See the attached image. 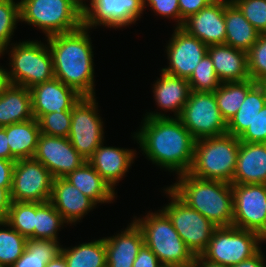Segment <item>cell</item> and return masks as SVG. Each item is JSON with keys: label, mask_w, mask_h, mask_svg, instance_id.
Wrapping results in <instances>:
<instances>
[{"label": "cell", "mask_w": 266, "mask_h": 267, "mask_svg": "<svg viewBox=\"0 0 266 267\" xmlns=\"http://www.w3.org/2000/svg\"><path fill=\"white\" fill-rule=\"evenodd\" d=\"M134 134L149 160L178 175L188 173L194 159L195 139L178 118L150 112Z\"/></svg>", "instance_id": "obj_1"}, {"label": "cell", "mask_w": 266, "mask_h": 267, "mask_svg": "<svg viewBox=\"0 0 266 267\" xmlns=\"http://www.w3.org/2000/svg\"><path fill=\"white\" fill-rule=\"evenodd\" d=\"M83 25L71 32L47 37L54 76L82 97H93L94 67L91 38Z\"/></svg>", "instance_id": "obj_2"}, {"label": "cell", "mask_w": 266, "mask_h": 267, "mask_svg": "<svg viewBox=\"0 0 266 267\" xmlns=\"http://www.w3.org/2000/svg\"><path fill=\"white\" fill-rule=\"evenodd\" d=\"M179 181L169 188L189 207L195 209L217 227L233 223L232 184L219 180H204L189 173L179 175Z\"/></svg>", "instance_id": "obj_3"}, {"label": "cell", "mask_w": 266, "mask_h": 267, "mask_svg": "<svg viewBox=\"0 0 266 267\" xmlns=\"http://www.w3.org/2000/svg\"><path fill=\"white\" fill-rule=\"evenodd\" d=\"M239 146V138L230 134L196 140L188 173L199 179L232 183Z\"/></svg>", "instance_id": "obj_4"}, {"label": "cell", "mask_w": 266, "mask_h": 267, "mask_svg": "<svg viewBox=\"0 0 266 267\" xmlns=\"http://www.w3.org/2000/svg\"><path fill=\"white\" fill-rule=\"evenodd\" d=\"M141 229L144 244L156 255L162 265L194 266L195 256L175 230L168 215L160 210L148 213L145 218L133 220Z\"/></svg>", "instance_id": "obj_5"}, {"label": "cell", "mask_w": 266, "mask_h": 267, "mask_svg": "<svg viewBox=\"0 0 266 267\" xmlns=\"http://www.w3.org/2000/svg\"><path fill=\"white\" fill-rule=\"evenodd\" d=\"M20 21L36 25L50 37L79 29L83 12L70 0H21Z\"/></svg>", "instance_id": "obj_6"}, {"label": "cell", "mask_w": 266, "mask_h": 267, "mask_svg": "<svg viewBox=\"0 0 266 267\" xmlns=\"http://www.w3.org/2000/svg\"><path fill=\"white\" fill-rule=\"evenodd\" d=\"M18 44L10 51L9 64L12 69L7 72L11 84L30 89L55 77L53 59L47 45L33 40Z\"/></svg>", "instance_id": "obj_7"}, {"label": "cell", "mask_w": 266, "mask_h": 267, "mask_svg": "<svg viewBox=\"0 0 266 267\" xmlns=\"http://www.w3.org/2000/svg\"><path fill=\"white\" fill-rule=\"evenodd\" d=\"M264 238L253 231L234 226L217 227L201 254L205 259L231 267L256 255Z\"/></svg>", "instance_id": "obj_8"}, {"label": "cell", "mask_w": 266, "mask_h": 267, "mask_svg": "<svg viewBox=\"0 0 266 267\" xmlns=\"http://www.w3.org/2000/svg\"><path fill=\"white\" fill-rule=\"evenodd\" d=\"M165 191L172 201L162 210L171 219L175 230L192 254L201 255L206 250L217 226L189 207L169 187Z\"/></svg>", "instance_id": "obj_9"}, {"label": "cell", "mask_w": 266, "mask_h": 267, "mask_svg": "<svg viewBox=\"0 0 266 267\" xmlns=\"http://www.w3.org/2000/svg\"><path fill=\"white\" fill-rule=\"evenodd\" d=\"M178 119L195 140L227 134L214 92L190 91Z\"/></svg>", "instance_id": "obj_10"}, {"label": "cell", "mask_w": 266, "mask_h": 267, "mask_svg": "<svg viewBox=\"0 0 266 267\" xmlns=\"http://www.w3.org/2000/svg\"><path fill=\"white\" fill-rule=\"evenodd\" d=\"M54 177L49 170L34 158L15 161L11 200L16 202L44 203L50 201Z\"/></svg>", "instance_id": "obj_11"}, {"label": "cell", "mask_w": 266, "mask_h": 267, "mask_svg": "<svg viewBox=\"0 0 266 267\" xmlns=\"http://www.w3.org/2000/svg\"><path fill=\"white\" fill-rule=\"evenodd\" d=\"M81 97L72 107L68 139L76 151L88 160L103 142V122L97 115L96 100Z\"/></svg>", "instance_id": "obj_12"}, {"label": "cell", "mask_w": 266, "mask_h": 267, "mask_svg": "<svg viewBox=\"0 0 266 267\" xmlns=\"http://www.w3.org/2000/svg\"><path fill=\"white\" fill-rule=\"evenodd\" d=\"M232 226L266 237V184H232Z\"/></svg>", "instance_id": "obj_13"}, {"label": "cell", "mask_w": 266, "mask_h": 267, "mask_svg": "<svg viewBox=\"0 0 266 267\" xmlns=\"http://www.w3.org/2000/svg\"><path fill=\"white\" fill-rule=\"evenodd\" d=\"M42 163L54 178H64L87 160L70 143L68 137L40 134L33 157Z\"/></svg>", "instance_id": "obj_14"}, {"label": "cell", "mask_w": 266, "mask_h": 267, "mask_svg": "<svg viewBox=\"0 0 266 267\" xmlns=\"http://www.w3.org/2000/svg\"><path fill=\"white\" fill-rule=\"evenodd\" d=\"M167 56L169 67L161 71L189 79L201 59L207 54L208 46L181 27H176L168 43Z\"/></svg>", "instance_id": "obj_15"}, {"label": "cell", "mask_w": 266, "mask_h": 267, "mask_svg": "<svg viewBox=\"0 0 266 267\" xmlns=\"http://www.w3.org/2000/svg\"><path fill=\"white\" fill-rule=\"evenodd\" d=\"M90 7L83 11V26L88 29L104 25L120 28L140 18L143 0H91Z\"/></svg>", "instance_id": "obj_16"}, {"label": "cell", "mask_w": 266, "mask_h": 267, "mask_svg": "<svg viewBox=\"0 0 266 267\" xmlns=\"http://www.w3.org/2000/svg\"><path fill=\"white\" fill-rule=\"evenodd\" d=\"M32 113L39 120L44 114L52 112H72V107L82 97L73 88L57 78L37 84L30 88Z\"/></svg>", "instance_id": "obj_17"}, {"label": "cell", "mask_w": 266, "mask_h": 267, "mask_svg": "<svg viewBox=\"0 0 266 267\" xmlns=\"http://www.w3.org/2000/svg\"><path fill=\"white\" fill-rule=\"evenodd\" d=\"M230 0H217L198 13L189 16L181 26L187 33L195 36L207 46L225 44L226 24L225 5Z\"/></svg>", "instance_id": "obj_18"}, {"label": "cell", "mask_w": 266, "mask_h": 267, "mask_svg": "<svg viewBox=\"0 0 266 267\" xmlns=\"http://www.w3.org/2000/svg\"><path fill=\"white\" fill-rule=\"evenodd\" d=\"M50 202L67 224L81 220L97 205L65 178H54Z\"/></svg>", "instance_id": "obj_19"}, {"label": "cell", "mask_w": 266, "mask_h": 267, "mask_svg": "<svg viewBox=\"0 0 266 267\" xmlns=\"http://www.w3.org/2000/svg\"><path fill=\"white\" fill-rule=\"evenodd\" d=\"M207 54L221 83L250 79L246 51L227 44H213L208 46Z\"/></svg>", "instance_id": "obj_20"}, {"label": "cell", "mask_w": 266, "mask_h": 267, "mask_svg": "<svg viewBox=\"0 0 266 267\" xmlns=\"http://www.w3.org/2000/svg\"><path fill=\"white\" fill-rule=\"evenodd\" d=\"M104 242L107 267H133L144 238L141 229L133 221L120 234L105 237Z\"/></svg>", "instance_id": "obj_21"}, {"label": "cell", "mask_w": 266, "mask_h": 267, "mask_svg": "<svg viewBox=\"0 0 266 267\" xmlns=\"http://www.w3.org/2000/svg\"><path fill=\"white\" fill-rule=\"evenodd\" d=\"M266 184V143L240 142L231 184Z\"/></svg>", "instance_id": "obj_22"}, {"label": "cell", "mask_w": 266, "mask_h": 267, "mask_svg": "<svg viewBox=\"0 0 266 267\" xmlns=\"http://www.w3.org/2000/svg\"><path fill=\"white\" fill-rule=\"evenodd\" d=\"M134 157L132 149L106 147L102 142L87 161L114 190L115 184L128 171Z\"/></svg>", "instance_id": "obj_23"}, {"label": "cell", "mask_w": 266, "mask_h": 267, "mask_svg": "<svg viewBox=\"0 0 266 267\" xmlns=\"http://www.w3.org/2000/svg\"><path fill=\"white\" fill-rule=\"evenodd\" d=\"M161 72V77L153 87L155 101L161 109L171 110L178 118L191 91L188 79Z\"/></svg>", "instance_id": "obj_24"}, {"label": "cell", "mask_w": 266, "mask_h": 267, "mask_svg": "<svg viewBox=\"0 0 266 267\" xmlns=\"http://www.w3.org/2000/svg\"><path fill=\"white\" fill-rule=\"evenodd\" d=\"M33 118L30 89L11 84L0 96V127Z\"/></svg>", "instance_id": "obj_25"}, {"label": "cell", "mask_w": 266, "mask_h": 267, "mask_svg": "<svg viewBox=\"0 0 266 267\" xmlns=\"http://www.w3.org/2000/svg\"><path fill=\"white\" fill-rule=\"evenodd\" d=\"M64 178L96 204L108 203L115 198V192L112 187L88 161Z\"/></svg>", "instance_id": "obj_26"}, {"label": "cell", "mask_w": 266, "mask_h": 267, "mask_svg": "<svg viewBox=\"0 0 266 267\" xmlns=\"http://www.w3.org/2000/svg\"><path fill=\"white\" fill-rule=\"evenodd\" d=\"M40 134V125L35 118L7 125L6 135L11 160L33 158Z\"/></svg>", "instance_id": "obj_27"}, {"label": "cell", "mask_w": 266, "mask_h": 267, "mask_svg": "<svg viewBox=\"0 0 266 267\" xmlns=\"http://www.w3.org/2000/svg\"><path fill=\"white\" fill-rule=\"evenodd\" d=\"M225 24V44L233 48L247 52L260 36L231 0L225 5Z\"/></svg>", "instance_id": "obj_28"}, {"label": "cell", "mask_w": 266, "mask_h": 267, "mask_svg": "<svg viewBox=\"0 0 266 267\" xmlns=\"http://www.w3.org/2000/svg\"><path fill=\"white\" fill-rule=\"evenodd\" d=\"M265 105V90L259 83H256L248 91L237 113L227 123V134L239 138Z\"/></svg>", "instance_id": "obj_29"}, {"label": "cell", "mask_w": 266, "mask_h": 267, "mask_svg": "<svg viewBox=\"0 0 266 267\" xmlns=\"http://www.w3.org/2000/svg\"><path fill=\"white\" fill-rule=\"evenodd\" d=\"M256 84L252 79L240 82H225L214 91L221 116L228 123L237 113L248 91Z\"/></svg>", "instance_id": "obj_30"}, {"label": "cell", "mask_w": 266, "mask_h": 267, "mask_svg": "<svg viewBox=\"0 0 266 267\" xmlns=\"http://www.w3.org/2000/svg\"><path fill=\"white\" fill-rule=\"evenodd\" d=\"M67 267H107L104 238L82 243L72 249L61 248Z\"/></svg>", "instance_id": "obj_31"}, {"label": "cell", "mask_w": 266, "mask_h": 267, "mask_svg": "<svg viewBox=\"0 0 266 267\" xmlns=\"http://www.w3.org/2000/svg\"><path fill=\"white\" fill-rule=\"evenodd\" d=\"M57 240L27 239L22 256L10 267H45L61 253Z\"/></svg>", "instance_id": "obj_32"}, {"label": "cell", "mask_w": 266, "mask_h": 267, "mask_svg": "<svg viewBox=\"0 0 266 267\" xmlns=\"http://www.w3.org/2000/svg\"><path fill=\"white\" fill-rule=\"evenodd\" d=\"M66 223L50 201L35 202L34 239L57 240L58 229Z\"/></svg>", "instance_id": "obj_33"}, {"label": "cell", "mask_w": 266, "mask_h": 267, "mask_svg": "<svg viewBox=\"0 0 266 267\" xmlns=\"http://www.w3.org/2000/svg\"><path fill=\"white\" fill-rule=\"evenodd\" d=\"M5 222L26 239H34L35 202L12 201Z\"/></svg>", "instance_id": "obj_34"}, {"label": "cell", "mask_w": 266, "mask_h": 267, "mask_svg": "<svg viewBox=\"0 0 266 267\" xmlns=\"http://www.w3.org/2000/svg\"><path fill=\"white\" fill-rule=\"evenodd\" d=\"M0 226L10 228L0 229V263L10 267L22 256L27 239L5 221Z\"/></svg>", "instance_id": "obj_35"}, {"label": "cell", "mask_w": 266, "mask_h": 267, "mask_svg": "<svg viewBox=\"0 0 266 267\" xmlns=\"http://www.w3.org/2000/svg\"><path fill=\"white\" fill-rule=\"evenodd\" d=\"M188 82L190 90L194 92H214L220 86L221 82L208 54L198 63Z\"/></svg>", "instance_id": "obj_36"}, {"label": "cell", "mask_w": 266, "mask_h": 267, "mask_svg": "<svg viewBox=\"0 0 266 267\" xmlns=\"http://www.w3.org/2000/svg\"><path fill=\"white\" fill-rule=\"evenodd\" d=\"M17 21H20V2L0 0V56L10 45Z\"/></svg>", "instance_id": "obj_37"}, {"label": "cell", "mask_w": 266, "mask_h": 267, "mask_svg": "<svg viewBox=\"0 0 266 267\" xmlns=\"http://www.w3.org/2000/svg\"><path fill=\"white\" fill-rule=\"evenodd\" d=\"M247 60L250 79L259 83L266 77V33L247 51Z\"/></svg>", "instance_id": "obj_38"}, {"label": "cell", "mask_w": 266, "mask_h": 267, "mask_svg": "<svg viewBox=\"0 0 266 267\" xmlns=\"http://www.w3.org/2000/svg\"><path fill=\"white\" fill-rule=\"evenodd\" d=\"M249 23L261 34L266 33V0H231Z\"/></svg>", "instance_id": "obj_39"}, {"label": "cell", "mask_w": 266, "mask_h": 267, "mask_svg": "<svg viewBox=\"0 0 266 267\" xmlns=\"http://www.w3.org/2000/svg\"><path fill=\"white\" fill-rule=\"evenodd\" d=\"M38 122L42 134L56 137H68L71 126V112H52L44 114Z\"/></svg>", "instance_id": "obj_40"}, {"label": "cell", "mask_w": 266, "mask_h": 267, "mask_svg": "<svg viewBox=\"0 0 266 267\" xmlns=\"http://www.w3.org/2000/svg\"><path fill=\"white\" fill-rule=\"evenodd\" d=\"M240 142L266 143V105L256 115L252 124L239 137Z\"/></svg>", "instance_id": "obj_41"}, {"label": "cell", "mask_w": 266, "mask_h": 267, "mask_svg": "<svg viewBox=\"0 0 266 267\" xmlns=\"http://www.w3.org/2000/svg\"><path fill=\"white\" fill-rule=\"evenodd\" d=\"M146 1L157 14L163 17L176 18V22H178L176 27H180L179 0H143V9H145Z\"/></svg>", "instance_id": "obj_42"}, {"label": "cell", "mask_w": 266, "mask_h": 267, "mask_svg": "<svg viewBox=\"0 0 266 267\" xmlns=\"http://www.w3.org/2000/svg\"><path fill=\"white\" fill-rule=\"evenodd\" d=\"M217 0H179L180 27L189 16L198 13L201 9Z\"/></svg>", "instance_id": "obj_43"}, {"label": "cell", "mask_w": 266, "mask_h": 267, "mask_svg": "<svg viewBox=\"0 0 266 267\" xmlns=\"http://www.w3.org/2000/svg\"><path fill=\"white\" fill-rule=\"evenodd\" d=\"M162 264L150 248L143 244L134 260L133 267H160Z\"/></svg>", "instance_id": "obj_44"}, {"label": "cell", "mask_w": 266, "mask_h": 267, "mask_svg": "<svg viewBox=\"0 0 266 267\" xmlns=\"http://www.w3.org/2000/svg\"><path fill=\"white\" fill-rule=\"evenodd\" d=\"M14 160L0 158V187L11 188Z\"/></svg>", "instance_id": "obj_45"}, {"label": "cell", "mask_w": 266, "mask_h": 267, "mask_svg": "<svg viewBox=\"0 0 266 267\" xmlns=\"http://www.w3.org/2000/svg\"><path fill=\"white\" fill-rule=\"evenodd\" d=\"M10 190L11 188L0 187V222L6 220L12 203Z\"/></svg>", "instance_id": "obj_46"}, {"label": "cell", "mask_w": 266, "mask_h": 267, "mask_svg": "<svg viewBox=\"0 0 266 267\" xmlns=\"http://www.w3.org/2000/svg\"><path fill=\"white\" fill-rule=\"evenodd\" d=\"M0 158L11 160V150L7 141L6 126L0 127Z\"/></svg>", "instance_id": "obj_47"}, {"label": "cell", "mask_w": 266, "mask_h": 267, "mask_svg": "<svg viewBox=\"0 0 266 267\" xmlns=\"http://www.w3.org/2000/svg\"><path fill=\"white\" fill-rule=\"evenodd\" d=\"M264 256L262 255V251L260 250L256 255L253 257L244 260L236 265L231 267H265L264 263Z\"/></svg>", "instance_id": "obj_48"}, {"label": "cell", "mask_w": 266, "mask_h": 267, "mask_svg": "<svg viewBox=\"0 0 266 267\" xmlns=\"http://www.w3.org/2000/svg\"><path fill=\"white\" fill-rule=\"evenodd\" d=\"M194 266L195 267H228V266L223 265V264L211 262V261L205 259L202 255L195 256Z\"/></svg>", "instance_id": "obj_49"}, {"label": "cell", "mask_w": 266, "mask_h": 267, "mask_svg": "<svg viewBox=\"0 0 266 267\" xmlns=\"http://www.w3.org/2000/svg\"><path fill=\"white\" fill-rule=\"evenodd\" d=\"M11 85L8 72L0 67V96Z\"/></svg>", "instance_id": "obj_50"}, {"label": "cell", "mask_w": 266, "mask_h": 267, "mask_svg": "<svg viewBox=\"0 0 266 267\" xmlns=\"http://www.w3.org/2000/svg\"><path fill=\"white\" fill-rule=\"evenodd\" d=\"M45 267H67L64 256L60 253L57 257L50 260Z\"/></svg>", "instance_id": "obj_51"}, {"label": "cell", "mask_w": 266, "mask_h": 267, "mask_svg": "<svg viewBox=\"0 0 266 267\" xmlns=\"http://www.w3.org/2000/svg\"><path fill=\"white\" fill-rule=\"evenodd\" d=\"M74 3L82 12L88 7L83 0H70Z\"/></svg>", "instance_id": "obj_52"}, {"label": "cell", "mask_w": 266, "mask_h": 267, "mask_svg": "<svg viewBox=\"0 0 266 267\" xmlns=\"http://www.w3.org/2000/svg\"><path fill=\"white\" fill-rule=\"evenodd\" d=\"M259 84L264 88L265 93H266V77L264 79H262Z\"/></svg>", "instance_id": "obj_53"}, {"label": "cell", "mask_w": 266, "mask_h": 267, "mask_svg": "<svg viewBox=\"0 0 266 267\" xmlns=\"http://www.w3.org/2000/svg\"><path fill=\"white\" fill-rule=\"evenodd\" d=\"M160 267H176V266L161 265Z\"/></svg>", "instance_id": "obj_54"}, {"label": "cell", "mask_w": 266, "mask_h": 267, "mask_svg": "<svg viewBox=\"0 0 266 267\" xmlns=\"http://www.w3.org/2000/svg\"><path fill=\"white\" fill-rule=\"evenodd\" d=\"M0 267H8V266L0 263Z\"/></svg>", "instance_id": "obj_55"}]
</instances>
